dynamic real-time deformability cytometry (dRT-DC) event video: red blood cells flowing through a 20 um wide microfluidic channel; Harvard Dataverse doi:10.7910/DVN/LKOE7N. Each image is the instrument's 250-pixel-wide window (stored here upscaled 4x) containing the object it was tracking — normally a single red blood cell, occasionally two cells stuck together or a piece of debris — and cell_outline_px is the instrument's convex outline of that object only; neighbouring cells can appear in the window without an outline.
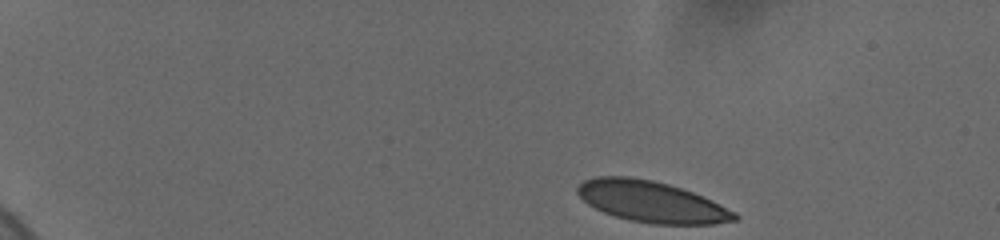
{"species": "human", "species_latin": "Homo sapiens", "temperature_condition": "cold", "stored_images_in_passage": 21, "camera_frame_rate_fps": 3000, "um_per_image_px": 0.085, "donor": {"sex": "female"}, "frame": {"image": 1, "passage_image": 1, "time_ms": 0.0, "image_size_px": [1000, 240], "cell_outline_px": [[740, 216], [736, 220], [712, 224], [652, 224], [628, 220], [604, 212], [588, 204], [576, 192], [576, 188], [584, 180], [596, 176], [628, 176], [652, 180], [668, 184], [704, 196], [736, 212]], "centroid_in_image_um": [55.39, 17.14], "position_along_channel_um": 29.6, "area_um2": 37.63}}